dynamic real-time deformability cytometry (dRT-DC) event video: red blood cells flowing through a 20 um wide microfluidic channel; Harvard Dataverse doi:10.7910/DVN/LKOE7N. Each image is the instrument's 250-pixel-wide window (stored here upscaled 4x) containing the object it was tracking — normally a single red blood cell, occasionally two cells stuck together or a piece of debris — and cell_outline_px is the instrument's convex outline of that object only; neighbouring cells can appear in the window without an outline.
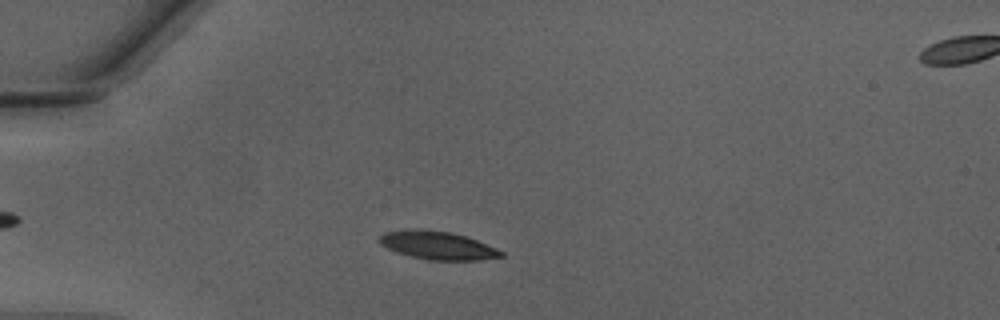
{"species": "Egyptian fruit bat (a non-hibernating species)", "species_latin": "Rousettus aegyptiacus", "temperature_condition": "warm", "stored_images_in_passage": 41, "camera_frame_rate_fps": 3000, "um_per_image_px": 0.085, "animal": {"sex": "male"}, "frame": {"image": 1, "passage_image": 8, "time_ms": 2.333, "image_size_px": [1000, 320], "cell_outline_px": [[504, 256], [480, 260], [428, 260], [396, 252], [380, 244], [376, 240], [384, 232], [452, 232], [476, 240], [496, 248], [504, 252]], "centroid_in_image_um": [37.25, 20.91], "position_along_channel_um": 47.7, "area_um2": 19.02}}
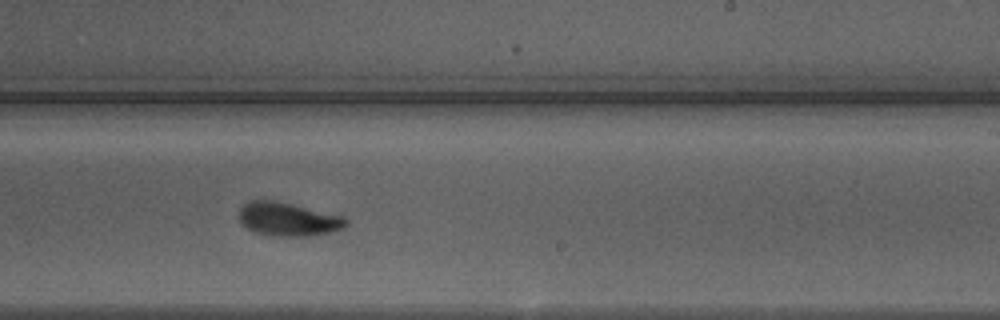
{"frame": {"image": 2, "passage_image": 25, "time_ms": 8.0, "image_size_px": [1000, 320], "cell_outline_px": [[348, 224], [344, 228], [328, 232], [308, 236], [276, 236], [256, 232], [248, 228], [240, 220], [240, 208], [248, 200], [272, 200], [292, 204], [340, 216], [348, 220]], "centroid_in_image_um": [24.47, 18.63], "position_along_channel_um": 264.5, "area_um2": 20.46}}
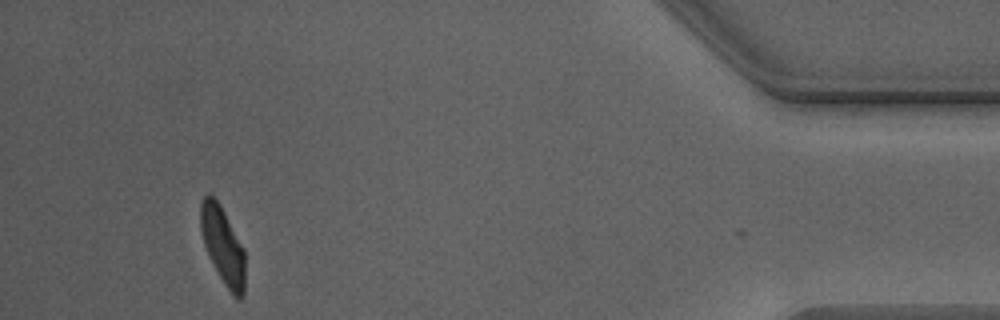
{"frame": {"image": 3, "passage_image": 40, "time_ms": 13.0, "image_size_px": [1000, 320], "cell_outline_px": [[244, 296], [240, 300], [224, 284], [204, 244], [200, 232], [200, 204], [204, 196], [212, 196], [220, 204], [244, 248]], "centroid_in_image_um": [18.94, 20.84], "position_along_channel_um": 416.3, "area_um2": 19.54}, "authors_computed_cell_mechanics": {"area_um2": 20.5768, "velocity_mm_per_s": 4.2676, "shape_relaxation_time_tau1_ms": 2.4678, "shape_relaxation_time_tau2_ms": 1.2492, "deformation_change_tau1": 0.164, "deformation_change_tau2": 0.0784}}